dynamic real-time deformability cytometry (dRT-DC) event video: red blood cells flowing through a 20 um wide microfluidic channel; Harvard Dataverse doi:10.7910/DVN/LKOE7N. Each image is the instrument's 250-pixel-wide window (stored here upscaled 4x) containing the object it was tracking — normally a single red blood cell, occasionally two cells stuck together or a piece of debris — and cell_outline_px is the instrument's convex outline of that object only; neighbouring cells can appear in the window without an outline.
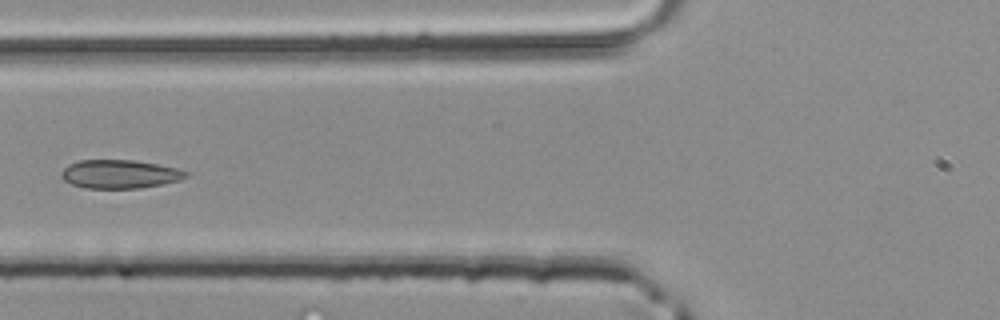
{"species": "common noctule bat (a hibernating species)", "species_latin": "Nyctalus noctula", "temperature_condition": "room temperature", "stored_images_in_passage": 14, "camera_frame_rate_fps": 3000, "um_per_image_px": 0.085, "animal": {"sex": "male", "body_mass_g": 20.4}, "frame": {"image": 1, "passage_image": 7, "time_ms": 2.0, "image_size_px": [1000, 320], "cell_outline_px": [[188, 176], [180, 180], [140, 188], [84, 188], [72, 184], [64, 180], [60, 176], [60, 172], [68, 164], [80, 160], [132, 160], [156, 164], [176, 168], [188, 172]], "centroid_in_image_um": [10.14, 14.8], "position_along_channel_um": 115.7, "area_um2": 20.63}}